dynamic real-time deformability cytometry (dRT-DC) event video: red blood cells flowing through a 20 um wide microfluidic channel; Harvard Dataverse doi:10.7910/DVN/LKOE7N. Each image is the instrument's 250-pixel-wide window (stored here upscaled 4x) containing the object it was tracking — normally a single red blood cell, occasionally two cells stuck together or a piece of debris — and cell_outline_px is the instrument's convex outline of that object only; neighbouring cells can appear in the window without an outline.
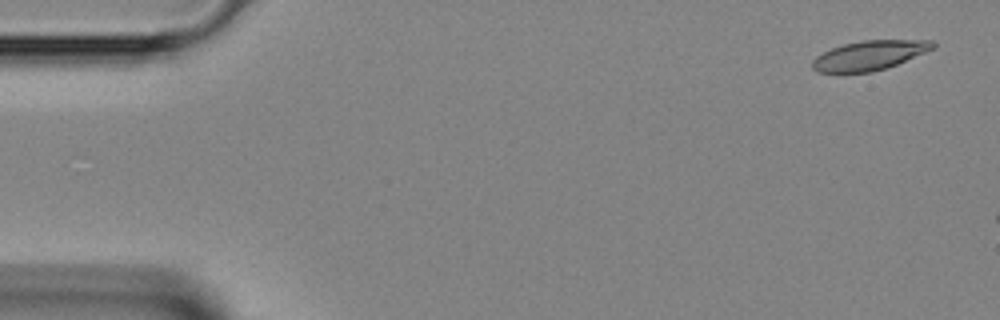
{"species": "Egyptian fruit bat (a non-hibernating species)", "species_latin": "Rousettus aegyptiacus", "temperature_condition": "room temperature", "stored_images_in_passage": 9, "camera_frame_rate_fps": 3000, "um_per_image_px": 0.085, "animal": {"sex": "female"}, "frame": {"image": 1, "passage_image": 1, "time_ms": 0.0, "image_size_px": [1000, 320], "cell_outline_px": [[936, 48], [896, 64], [872, 72], [816, 72], [812, 68], [812, 60], [816, 56], [832, 48], [844, 44], [864, 40], [932, 40], [936, 44]], "centroid_in_image_um": [73.91, 4.7], "position_along_channel_um": 11.1, "area_um2": 20.52}}